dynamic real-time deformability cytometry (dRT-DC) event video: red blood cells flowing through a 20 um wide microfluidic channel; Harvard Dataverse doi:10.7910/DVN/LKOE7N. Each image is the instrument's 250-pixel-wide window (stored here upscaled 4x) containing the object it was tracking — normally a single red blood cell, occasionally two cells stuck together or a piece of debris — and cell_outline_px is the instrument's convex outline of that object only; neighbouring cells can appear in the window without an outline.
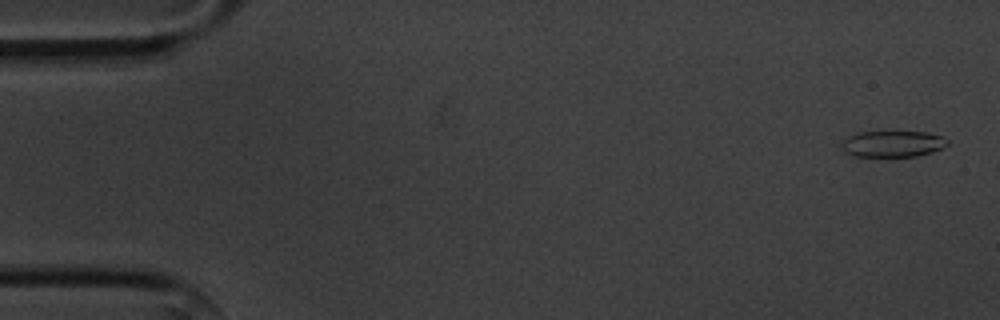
{"species": "common noctule bat (a hibernating species)", "species_latin": "Nyctalus noctula", "temperature_condition": "cold", "stored_images_in_passage": 3, "camera_frame_rate_fps": 3000, "um_per_image_px": 0.085, "animal": {"sex": "male", "body_mass_g": 20.1, "forearm_length_mm": 53.5}, "frame": {"image": 1, "passage_image": 1, "time_ms": 0.0, "image_size_px": [1000, 320], "cell_outline_px": [[948, 144], [932, 152], [916, 156], [856, 156], [844, 152], [840, 148], [840, 140], [856, 132], [924, 132], [944, 136], [948, 140]], "centroid_in_image_um": [75.82, 12.22], "position_along_channel_um": 9.2, "area_um2": 16.3}}